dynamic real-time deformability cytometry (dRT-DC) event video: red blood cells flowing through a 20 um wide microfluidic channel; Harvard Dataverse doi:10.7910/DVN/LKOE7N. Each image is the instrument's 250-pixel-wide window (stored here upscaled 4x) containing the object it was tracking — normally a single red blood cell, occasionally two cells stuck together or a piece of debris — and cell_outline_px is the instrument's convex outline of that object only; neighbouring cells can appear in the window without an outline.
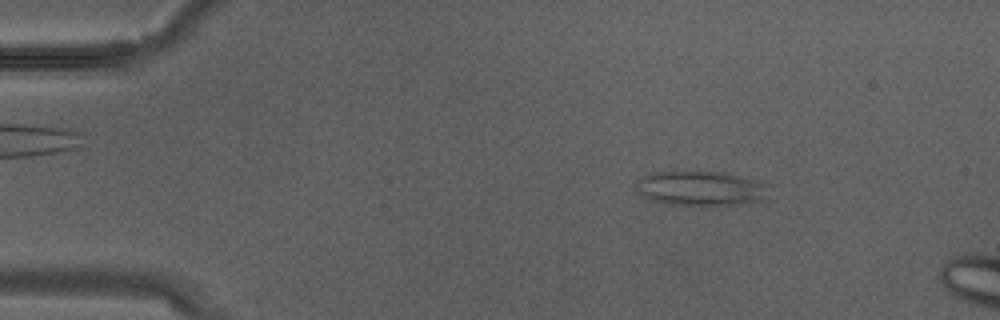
{"species": "Egyptian fruit bat (a non-hibernating species)", "species_latin": "Rousettus aegyptiacus", "temperature_condition": "warm", "stored_images_in_passage": 2, "camera_frame_rate_fps": 3000, "um_per_image_px": 0.085, "animal": {"sex": "male"}, "frame": {"image": 1, "passage_image": 1, "time_ms": 0.0, "image_size_px": [1000, 320], "cell_outline_px": [[764, 184], [756, 200], [728, 204], [660, 204], [644, 196], [636, 188], [636, 180], [640, 176], [652, 172], [724, 172], [756, 180]], "centroid_in_image_um": [59.33, 15.97], "position_along_channel_um": 25.7, "area_um2": 25.49}}